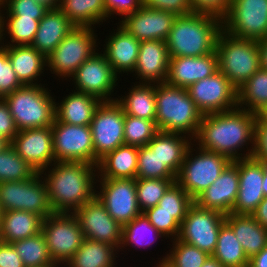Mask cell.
I'll return each mask as SVG.
<instances>
[{
	"instance_id": "2644e50d",
	"label": "cell",
	"mask_w": 267,
	"mask_h": 267,
	"mask_svg": "<svg viewBox=\"0 0 267 267\" xmlns=\"http://www.w3.org/2000/svg\"><path fill=\"white\" fill-rule=\"evenodd\" d=\"M2 215H3V209H2V207L0 206V223H1Z\"/></svg>"
},
{
	"instance_id": "ab89813d",
	"label": "cell",
	"mask_w": 267,
	"mask_h": 267,
	"mask_svg": "<svg viewBox=\"0 0 267 267\" xmlns=\"http://www.w3.org/2000/svg\"><path fill=\"white\" fill-rule=\"evenodd\" d=\"M6 19L0 18V44L4 46L31 45L38 30L39 20L27 17H7ZM7 33L10 36L11 43L8 41V44H4L3 36Z\"/></svg>"
},
{
	"instance_id": "6da1fadb",
	"label": "cell",
	"mask_w": 267,
	"mask_h": 267,
	"mask_svg": "<svg viewBox=\"0 0 267 267\" xmlns=\"http://www.w3.org/2000/svg\"><path fill=\"white\" fill-rule=\"evenodd\" d=\"M255 123L256 114L239 107L206 114L202 116L194 141L200 148L223 154L231 161L249 158L254 150ZM250 143L252 145L248 149ZM244 145L248 151L246 154L240 153L245 149Z\"/></svg>"
},
{
	"instance_id": "8d00e7d4",
	"label": "cell",
	"mask_w": 267,
	"mask_h": 267,
	"mask_svg": "<svg viewBox=\"0 0 267 267\" xmlns=\"http://www.w3.org/2000/svg\"><path fill=\"white\" fill-rule=\"evenodd\" d=\"M237 103L252 113L267 105V70L260 68L237 89Z\"/></svg>"
},
{
	"instance_id": "a7ac6f4b",
	"label": "cell",
	"mask_w": 267,
	"mask_h": 267,
	"mask_svg": "<svg viewBox=\"0 0 267 267\" xmlns=\"http://www.w3.org/2000/svg\"><path fill=\"white\" fill-rule=\"evenodd\" d=\"M0 62H3V45L0 44Z\"/></svg>"
},
{
	"instance_id": "d6986e66",
	"label": "cell",
	"mask_w": 267,
	"mask_h": 267,
	"mask_svg": "<svg viewBox=\"0 0 267 267\" xmlns=\"http://www.w3.org/2000/svg\"><path fill=\"white\" fill-rule=\"evenodd\" d=\"M10 144L36 173L55 162L51 126L20 130Z\"/></svg>"
},
{
	"instance_id": "db71d44e",
	"label": "cell",
	"mask_w": 267,
	"mask_h": 267,
	"mask_svg": "<svg viewBox=\"0 0 267 267\" xmlns=\"http://www.w3.org/2000/svg\"><path fill=\"white\" fill-rule=\"evenodd\" d=\"M17 133L9 107L4 99L0 98V136L11 143Z\"/></svg>"
},
{
	"instance_id": "3957f363",
	"label": "cell",
	"mask_w": 267,
	"mask_h": 267,
	"mask_svg": "<svg viewBox=\"0 0 267 267\" xmlns=\"http://www.w3.org/2000/svg\"><path fill=\"white\" fill-rule=\"evenodd\" d=\"M222 30V20L211 15L191 12L176 16L166 39L169 57H200L215 52Z\"/></svg>"
},
{
	"instance_id": "836d02e7",
	"label": "cell",
	"mask_w": 267,
	"mask_h": 267,
	"mask_svg": "<svg viewBox=\"0 0 267 267\" xmlns=\"http://www.w3.org/2000/svg\"><path fill=\"white\" fill-rule=\"evenodd\" d=\"M115 99L125 114L155 121V84L134 83L125 97Z\"/></svg>"
},
{
	"instance_id": "f35d334b",
	"label": "cell",
	"mask_w": 267,
	"mask_h": 267,
	"mask_svg": "<svg viewBox=\"0 0 267 267\" xmlns=\"http://www.w3.org/2000/svg\"><path fill=\"white\" fill-rule=\"evenodd\" d=\"M152 237H154V239ZM159 237L163 238L165 236L160 233L142 213L122 226L121 248L119 249L122 250L128 245L140 249L151 247L150 245L156 242Z\"/></svg>"
},
{
	"instance_id": "2e32d148",
	"label": "cell",
	"mask_w": 267,
	"mask_h": 267,
	"mask_svg": "<svg viewBox=\"0 0 267 267\" xmlns=\"http://www.w3.org/2000/svg\"><path fill=\"white\" fill-rule=\"evenodd\" d=\"M98 179L101 186L95 196L120 225L142 214L136 196V179Z\"/></svg>"
},
{
	"instance_id": "94428289",
	"label": "cell",
	"mask_w": 267,
	"mask_h": 267,
	"mask_svg": "<svg viewBox=\"0 0 267 267\" xmlns=\"http://www.w3.org/2000/svg\"><path fill=\"white\" fill-rule=\"evenodd\" d=\"M255 114H256L255 124H266L267 125V105H264Z\"/></svg>"
},
{
	"instance_id": "b9f144b4",
	"label": "cell",
	"mask_w": 267,
	"mask_h": 267,
	"mask_svg": "<svg viewBox=\"0 0 267 267\" xmlns=\"http://www.w3.org/2000/svg\"><path fill=\"white\" fill-rule=\"evenodd\" d=\"M173 247L159 260L165 262L170 267H201L210 256L196 246L189 245L178 238L172 240Z\"/></svg>"
},
{
	"instance_id": "cb8c5ba5",
	"label": "cell",
	"mask_w": 267,
	"mask_h": 267,
	"mask_svg": "<svg viewBox=\"0 0 267 267\" xmlns=\"http://www.w3.org/2000/svg\"><path fill=\"white\" fill-rule=\"evenodd\" d=\"M216 71H218L216 51L200 57H174L169 59L166 82L186 89L195 82L212 76Z\"/></svg>"
},
{
	"instance_id": "6f0895ef",
	"label": "cell",
	"mask_w": 267,
	"mask_h": 267,
	"mask_svg": "<svg viewBox=\"0 0 267 267\" xmlns=\"http://www.w3.org/2000/svg\"><path fill=\"white\" fill-rule=\"evenodd\" d=\"M251 216L267 229V197H264L257 208L251 213Z\"/></svg>"
},
{
	"instance_id": "30bf717a",
	"label": "cell",
	"mask_w": 267,
	"mask_h": 267,
	"mask_svg": "<svg viewBox=\"0 0 267 267\" xmlns=\"http://www.w3.org/2000/svg\"><path fill=\"white\" fill-rule=\"evenodd\" d=\"M0 206L3 212L28 211L39 215L43 220L53 213L48 200L47 185L40 173L24 181L1 182Z\"/></svg>"
},
{
	"instance_id": "4dcf8cb0",
	"label": "cell",
	"mask_w": 267,
	"mask_h": 267,
	"mask_svg": "<svg viewBox=\"0 0 267 267\" xmlns=\"http://www.w3.org/2000/svg\"><path fill=\"white\" fill-rule=\"evenodd\" d=\"M43 219L34 213L21 210L3 212L0 223V241L13 243L41 232Z\"/></svg>"
},
{
	"instance_id": "f907efd6",
	"label": "cell",
	"mask_w": 267,
	"mask_h": 267,
	"mask_svg": "<svg viewBox=\"0 0 267 267\" xmlns=\"http://www.w3.org/2000/svg\"><path fill=\"white\" fill-rule=\"evenodd\" d=\"M232 0H189L192 12L211 15L223 20Z\"/></svg>"
},
{
	"instance_id": "9f6ffc18",
	"label": "cell",
	"mask_w": 267,
	"mask_h": 267,
	"mask_svg": "<svg viewBox=\"0 0 267 267\" xmlns=\"http://www.w3.org/2000/svg\"><path fill=\"white\" fill-rule=\"evenodd\" d=\"M0 267H25L14 246L0 241Z\"/></svg>"
},
{
	"instance_id": "7c38bea8",
	"label": "cell",
	"mask_w": 267,
	"mask_h": 267,
	"mask_svg": "<svg viewBox=\"0 0 267 267\" xmlns=\"http://www.w3.org/2000/svg\"><path fill=\"white\" fill-rule=\"evenodd\" d=\"M222 28L241 39L260 40L267 37V0H232Z\"/></svg>"
},
{
	"instance_id": "680465c9",
	"label": "cell",
	"mask_w": 267,
	"mask_h": 267,
	"mask_svg": "<svg viewBox=\"0 0 267 267\" xmlns=\"http://www.w3.org/2000/svg\"><path fill=\"white\" fill-rule=\"evenodd\" d=\"M248 267H267V245L249 260Z\"/></svg>"
},
{
	"instance_id": "91938a15",
	"label": "cell",
	"mask_w": 267,
	"mask_h": 267,
	"mask_svg": "<svg viewBox=\"0 0 267 267\" xmlns=\"http://www.w3.org/2000/svg\"><path fill=\"white\" fill-rule=\"evenodd\" d=\"M260 53V68L267 70V37L257 41Z\"/></svg>"
},
{
	"instance_id": "603a6c76",
	"label": "cell",
	"mask_w": 267,
	"mask_h": 267,
	"mask_svg": "<svg viewBox=\"0 0 267 267\" xmlns=\"http://www.w3.org/2000/svg\"><path fill=\"white\" fill-rule=\"evenodd\" d=\"M169 54L166 41L146 40L141 41L138 60L133 72L137 83L159 84L166 82L169 72Z\"/></svg>"
},
{
	"instance_id": "6125c7cd",
	"label": "cell",
	"mask_w": 267,
	"mask_h": 267,
	"mask_svg": "<svg viewBox=\"0 0 267 267\" xmlns=\"http://www.w3.org/2000/svg\"><path fill=\"white\" fill-rule=\"evenodd\" d=\"M201 267H225L215 257L210 255Z\"/></svg>"
},
{
	"instance_id": "ba28073f",
	"label": "cell",
	"mask_w": 267,
	"mask_h": 267,
	"mask_svg": "<svg viewBox=\"0 0 267 267\" xmlns=\"http://www.w3.org/2000/svg\"><path fill=\"white\" fill-rule=\"evenodd\" d=\"M96 34L93 27H75L46 58L51 73L62 79L72 77L98 50Z\"/></svg>"
},
{
	"instance_id": "bcb514c9",
	"label": "cell",
	"mask_w": 267,
	"mask_h": 267,
	"mask_svg": "<svg viewBox=\"0 0 267 267\" xmlns=\"http://www.w3.org/2000/svg\"><path fill=\"white\" fill-rule=\"evenodd\" d=\"M150 223L162 233L166 239H176L180 233V225L187 213H167L161 211L160 206L156 205L142 212Z\"/></svg>"
},
{
	"instance_id": "7bdbcfd3",
	"label": "cell",
	"mask_w": 267,
	"mask_h": 267,
	"mask_svg": "<svg viewBox=\"0 0 267 267\" xmlns=\"http://www.w3.org/2000/svg\"><path fill=\"white\" fill-rule=\"evenodd\" d=\"M136 178L176 179V175L148 145L138 147Z\"/></svg>"
},
{
	"instance_id": "9a60e30c",
	"label": "cell",
	"mask_w": 267,
	"mask_h": 267,
	"mask_svg": "<svg viewBox=\"0 0 267 267\" xmlns=\"http://www.w3.org/2000/svg\"><path fill=\"white\" fill-rule=\"evenodd\" d=\"M186 89L203 115L225 112L238 107L237 89L219 70Z\"/></svg>"
},
{
	"instance_id": "7402d4cb",
	"label": "cell",
	"mask_w": 267,
	"mask_h": 267,
	"mask_svg": "<svg viewBox=\"0 0 267 267\" xmlns=\"http://www.w3.org/2000/svg\"><path fill=\"white\" fill-rule=\"evenodd\" d=\"M239 190L233 206L234 214H249L264 199L262 190L263 167L253 157L238 159Z\"/></svg>"
},
{
	"instance_id": "f1b7e54d",
	"label": "cell",
	"mask_w": 267,
	"mask_h": 267,
	"mask_svg": "<svg viewBox=\"0 0 267 267\" xmlns=\"http://www.w3.org/2000/svg\"><path fill=\"white\" fill-rule=\"evenodd\" d=\"M137 159V146L120 145L99 160L97 178L136 179Z\"/></svg>"
},
{
	"instance_id": "74e56055",
	"label": "cell",
	"mask_w": 267,
	"mask_h": 267,
	"mask_svg": "<svg viewBox=\"0 0 267 267\" xmlns=\"http://www.w3.org/2000/svg\"><path fill=\"white\" fill-rule=\"evenodd\" d=\"M11 244L25 267H58L50 256L42 232Z\"/></svg>"
},
{
	"instance_id": "8fae6325",
	"label": "cell",
	"mask_w": 267,
	"mask_h": 267,
	"mask_svg": "<svg viewBox=\"0 0 267 267\" xmlns=\"http://www.w3.org/2000/svg\"><path fill=\"white\" fill-rule=\"evenodd\" d=\"M122 107L115 101H102L94 112L90 129L94 145V165L107 153L124 144Z\"/></svg>"
},
{
	"instance_id": "003e7915",
	"label": "cell",
	"mask_w": 267,
	"mask_h": 267,
	"mask_svg": "<svg viewBox=\"0 0 267 267\" xmlns=\"http://www.w3.org/2000/svg\"><path fill=\"white\" fill-rule=\"evenodd\" d=\"M262 167H263V170L267 173V160H258Z\"/></svg>"
},
{
	"instance_id": "ac0fdd59",
	"label": "cell",
	"mask_w": 267,
	"mask_h": 267,
	"mask_svg": "<svg viewBox=\"0 0 267 267\" xmlns=\"http://www.w3.org/2000/svg\"><path fill=\"white\" fill-rule=\"evenodd\" d=\"M73 214L79 221L84 238L108 243L117 250L120 248L122 225L112 218L96 196Z\"/></svg>"
},
{
	"instance_id": "e7e4bbea",
	"label": "cell",
	"mask_w": 267,
	"mask_h": 267,
	"mask_svg": "<svg viewBox=\"0 0 267 267\" xmlns=\"http://www.w3.org/2000/svg\"><path fill=\"white\" fill-rule=\"evenodd\" d=\"M262 190L264 193V197H267V173L264 170H263Z\"/></svg>"
},
{
	"instance_id": "f5cc1de1",
	"label": "cell",
	"mask_w": 267,
	"mask_h": 267,
	"mask_svg": "<svg viewBox=\"0 0 267 267\" xmlns=\"http://www.w3.org/2000/svg\"><path fill=\"white\" fill-rule=\"evenodd\" d=\"M143 6L171 12L176 16L192 12L189 0H142Z\"/></svg>"
},
{
	"instance_id": "44dd1931",
	"label": "cell",
	"mask_w": 267,
	"mask_h": 267,
	"mask_svg": "<svg viewBox=\"0 0 267 267\" xmlns=\"http://www.w3.org/2000/svg\"><path fill=\"white\" fill-rule=\"evenodd\" d=\"M239 190L238 159L231 161L220 176L194 202L201 208L232 213Z\"/></svg>"
},
{
	"instance_id": "d6a6232c",
	"label": "cell",
	"mask_w": 267,
	"mask_h": 267,
	"mask_svg": "<svg viewBox=\"0 0 267 267\" xmlns=\"http://www.w3.org/2000/svg\"><path fill=\"white\" fill-rule=\"evenodd\" d=\"M117 250L114 246L100 241L84 238L82 245L65 267H117ZM117 253V254H116Z\"/></svg>"
},
{
	"instance_id": "03108f58",
	"label": "cell",
	"mask_w": 267,
	"mask_h": 267,
	"mask_svg": "<svg viewBox=\"0 0 267 267\" xmlns=\"http://www.w3.org/2000/svg\"><path fill=\"white\" fill-rule=\"evenodd\" d=\"M10 143L0 136V151L7 147Z\"/></svg>"
},
{
	"instance_id": "89a4df30",
	"label": "cell",
	"mask_w": 267,
	"mask_h": 267,
	"mask_svg": "<svg viewBox=\"0 0 267 267\" xmlns=\"http://www.w3.org/2000/svg\"><path fill=\"white\" fill-rule=\"evenodd\" d=\"M159 263V264H158ZM156 267H170L165 262H158Z\"/></svg>"
},
{
	"instance_id": "f546056e",
	"label": "cell",
	"mask_w": 267,
	"mask_h": 267,
	"mask_svg": "<svg viewBox=\"0 0 267 267\" xmlns=\"http://www.w3.org/2000/svg\"><path fill=\"white\" fill-rule=\"evenodd\" d=\"M7 55L18 80L23 85H37V79L40 78L44 69L47 70L45 68L47 66L46 57L31 45L7 46Z\"/></svg>"
},
{
	"instance_id": "1f68e13d",
	"label": "cell",
	"mask_w": 267,
	"mask_h": 267,
	"mask_svg": "<svg viewBox=\"0 0 267 267\" xmlns=\"http://www.w3.org/2000/svg\"><path fill=\"white\" fill-rule=\"evenodd\" d=\"M178 133L159 131L147 144L164 164L177 176L192 139ZM190 141V142H189Z\"/></svg>"
},
{
	"instance_id": "d590c367",
	"label": "cell",
	"mask_w": 267,
	"mask_h": 267,
	"mask_svg": "<svg viewBox=\"0 0 267 267\" xmlns=\"http://www.w3.org/2000/svg\"><path fill=\"white\" fill-rule=\"evenodd\" d=\"M212 256L225 267H248L249 265V259L242 245L226 222L219 230L217 245Z\"/></svg>"
},
{
	"instance_id": "5bb4252c",
	"label": "cell",
	"mask_w": 267,
	"mask_h": 267,
	"mask_svg": "<svg viewBox=\"0 0 267 267\" xmlns=\"http://www.w3.org/2000/svg\"><path fill=\"white\" fill-rule=\"evenodd\" d=\"M51 129L55 162H85L94 165L90 125H71L54 120Z\"/></svg>"
},
{
	"instance_id": "4316f807",
	"label": "cell",
	"mask_w": 267,
	"mask_h": 267,
	"mask_svg": "<svg viewBox=\"0 0 267 267\" xmlns=\"http://www.w3.org/2000/svg\"><path fill=\"white\" fill-rule=\"evenodd\" d=\"M59 104L55 102V120L71 125H90L101 100L93 95L74 90Z\"/></svg>"
},
{
	"instance_id": "277c9868",
	"label": "cell",
	"mask_w": 267,
	"mask_h": 267,
	"mask_svg": "<svg viewBox=\"0 0 267 267\" xmlns=\"http://www.w3.org/2000/svg\"><path fill=\"white\" fill-rule=\"evenodd\" d=\"M156 118L159 131L178 133L194 140L203 114L189 96L187 89L167 82L155 85Z\"/></svg>"
},
{
	"instance_id": "11a10c76",
	"label": "cell",
	"mask_w": 267,
	"mask_h": 267,
	"mask_svg": "<svg viewBox=\"0 0 267 267\" xmlns=\"http://www.w3.org/2000/svg\"><path fill=\"white\" fill-rule=\"evenodd\" d=\"M252 157L267 160V125L255 124L254 150Z\"/></svg>"
},
{
	"instance_id": "7a4b0ae2",
	"label": "cell",
	"mask_w": 267,
	"mask_h": 267,
	"mask_svg": "<svg viewBox=\"0 0 267 267\" xmlns=\"http://www.w3.org/2000/svg\"><path fill=\"white\" fill-rule=\"evenodd\" d=\"M52 166L45 169L48 174L45 170L40 174L45 175L43 178L53 212L73 213L95 197L96 165L69 161L54 162Z\"/></svg>"
},
{
	"instance_id": "681fc988",
	"label": "cell",
	"mask_w": 267,
	"mask_h": 267,
	"mask_svg": "<svg viewBox=\"0 0 267 267\" xmlns=\"http://www.w3.org/2000/svg\"><path fill=\"white\" fill-rule=\"evenodd\" d=\"M22 85L8 58L7 46L3 45V62H0V98L3 99Z\"/></svg>"
},
{
	"instance_id": "816d5d0a",
	"label": "cell",
	"mask_w": 267,
	"mask_h": 267,
	"mask_svg": "<svg viewBox=\"0 0 267 267\" xmlns=\"http://www.w3.org/2000/svg\"><path fill=\"white\" fill-rule=\"evenodd\" d=\"M142 6V0H104L105 21L114 14L122 16L121 20H123Z\"/></svg>"
},
{
	"instance_id": "e575fe53",
	"label": "cell",
	"mask_w": 267,
	"mask_h": 267,
	"mask_svg": "<svg viewBox=\"0 0 267 267\" xmlns=\"http://www.w3.org/2000/svg\"><path fill=\"white\" fill-rule=\"evenodd\" d=\"M59 9L75 27L95 28L105 22L104 0H60Z\"/></svg>"
},
{
	"instance_id": "5b68a950",
	"label": "cell",
	"mask_w": 267,
	"mask_h": 267,
	"mask_svg": "<svg viewBox=\"0 0 267 267\" xmlns=\"http://www.w3.org/2000/svg\"><path fill=\"white\" fill-rule=\"evenodd\" d=\"M44 85H22L3 99L7 103L18 131L52 126L55 98Z\"/></svg>"
},
{
	"instance_id": "ee69618b",
	"label": "cell",
	"mask_w": 267,
	"mask_h": 267,
	"mask_svg": "<svg viewBox=\"0 0 267 267\" xmlns=\"http://www.w3.org/2000/svg\"><path fill=\"white\" fill-rule=\"evenodd\" d=\"M159 132L156 122L125 114L124 144L146 146Z\"/></svg>"
},
{
	"instance_id": "4fadbf2b",
	"label": "cell",
	"mask_w": 267,
	"mask_h": 267,
	"mask_svg": "<svg viewBox=\"0 0 267 267\" xmlns=\"http://www.w3.org/2000/svg\"><path fill=\"white\" fill-rule=\"evenodd\" d=\"M225 216L217 210L201 208L194 202L180 225L178 239L212 255Z\"/></svg>"
},
{
	"instance_id": "83f0119b",
	"label": "cell",
	"mask_w": 267,
	"mask_h": 267,
	"mask_svg": "<svg viewBox=\"0 0 267 267\" xmlns=\"http://www.w3.org/2000/svg\"><path fill=\"white\" fill-rule=\"evenodd\" d=\"M225 222L234 231L249 260L267 245V229L251 215L230 213L225 216Z\"/></svg>"
},
{
	"instance_id": "8992f818",
	"label": "cell",
	"mask_w": 267,
	"mask_h": 267,
	"mask_svg": "<svg viewBox=\"0 0 267 267\" xmlns=\"http://www.w3.org/2000/svg\"><path fill=\"white\" fill-rule=\"evenodd\" d=\"M218 70L238 89L260 69L257 40L233 37L222 30L216 42Z\"/></svg>"
},
{
	"instance_id": "7dc6e473",
	"label": "cell",
	"mask_w": 267,
	"mask_h": 267,
	"mask_svg": "<svg viewBox=\"0 0 267 267\" xmlns=\"http://www.w3.org/2000/svg\"><path fill=\"white\" fill-rule=\"evenodd\" d=\"M2 8L7 11V16L2 14ZM48 10L49 8L35 0H4L0 4V18L27 17L40 21Z\"/></svg>"
},
{
	"instance_id": "9c48e42d",
	"label": "cell",
	"mask_w": 267,
	"mask_h": 267,
	"mask_svg": "<svg viewBox=\"0 0 267 267\" xmlns=\"http://www.w3.org/2000/svg\"><path fill=\"white\" fill-rule=\"evenodd\" d=\"M41 232L58 267L64 266L84 241L79 221L71 212H53L43 220Z\"/></svg>"
},
{
	"instance_id": "d4e9b609",
	"label": "cell",
	"mask_w": 267,
	"mask_h": 267,
	"mask_svg": "<svg viewBox=\"0 0 267 267\" xmlns=\"http://www.w3.org/2000/svg\"><path fill=\"white\" fill-rule=\"evenodd\" d=\"M106 39L103 55L116 75L134 71L139 55L141 41L134 38L120 25Z\"/></svg>"
},
{
	"instance_id": "60d3db41",
	"label": "cell",
	"mask_w": 267,
	"mask_h": 267,
	"mask_svg": "<svg viewBox=\"0 0 267 267\" xmlns=\"http://www.w3.org/2000/svg\"><path fill=\"white\" fill-rule=\"evenodd\" d=\"M35 174V170L18 155L11 144L0 151V183L28 180Z\"/></svg>"
},
{
	"instance_id": "e0dca14e",
	"label": "cell",
	"mask_w": 267,
	"mask_h": 267,
	"mask_svg": "<svg viewBox=\"0 0 267 267\" xmlns=\"http://www.w3.org/2000/svg\"><path fill=\"white\" fill-rule=\"evenodd\" d=\"M76 91L98 97L101 101H115L114 92L118 76L105 56L98 51L87 59L71 77Z\"/></svg>"
},
{
	"instance_id": "be15d7a7",
	"label": "cell",
	"mask_w": 267,
	"mask_h": 267,
	"mask_svg": "<svg viewBox=\"0 0 267 267\" xmlns=\"http://www.w3.org/2000/svg\"><path fill=\"white\" fill-rule=\"evenodd\" d=\"M38 3L45 5L49 9L59 8L60 0H35Z\"/></svg>"
},
{
	"instance_id": "c3c4849f",
	"label": "cell",
	"mask_w": 267,
	"mask_h": 267,
	"mask_svg": "<svg viewBox=\"0 0 267 267\" xmlns=\"http://www.w3.org/2000/svg\"><path fill=\"white\" fill-rule=\"evenodd\" d=\"M194 203L190 195L177 183L174 182L164 193L158 202L161 211L167 213H187Z\"/></svg>"
},
{
	"instance_id": "f6af8a7d",
	"label": "cell",
	"mask_w": 267,
	"mask_h": 267,
	"mask_svg": "<svg viewBox=\"0 0 267 267\" xmlns=\"http://www.w3.org/2000/svg\"><path fill=\"white\" fill-rule=\"evenodd\" d=\"M176 179L136 178V196L141 212L155 207Z\"/></svg>"
},
{
	"instance_id": "ffe728a7",
	"label": "cell",
	"mask_w": 267,
	"mask_h": 267,
	"mask_svg": "<svg viewBox=\"0 0 267 267\" xmlns=\"http://www.w3.org/2000/svg\"><path fill=\"white\" fill-rule=\"evenodd\" d=\"M175 17L171 12L142 6L118 24L139 41H166Z\"/></svg>"
},
{
	"instance_id": "52a82bcc",
	"label": "cell",
	"mask_w": 267,
	"mask_h": 267,
	"mask_svg": "<svg viewBox=\"0 0 267 267\" xmlns=\"http://www.w3.org/2000/svg\"><path fill=\"white\" fill-rule=\"evenodd\" d=\"M192 145V146H191ZM188 147L176 182L195 200L221 174L231 160L220 153L207 151L202 148ZM196 151V155L192 152Z\"/></svg>"
},
{
	"instance_id": "484cf974",
	"label": "cell",
	"mask_w": 267,
	"mask_h": 267,
	"mask_svg": "<svg viewBox=\"0 0 267 267\" xmlns=\"http://www.w3.org/2000/svg\"><path fill=\"white\" fill-rule=\"evenodd\" d=\"M74 28L59 8L49 9L39 21L31 46L47 58Z\"/></svg>"
}]
</instances>
